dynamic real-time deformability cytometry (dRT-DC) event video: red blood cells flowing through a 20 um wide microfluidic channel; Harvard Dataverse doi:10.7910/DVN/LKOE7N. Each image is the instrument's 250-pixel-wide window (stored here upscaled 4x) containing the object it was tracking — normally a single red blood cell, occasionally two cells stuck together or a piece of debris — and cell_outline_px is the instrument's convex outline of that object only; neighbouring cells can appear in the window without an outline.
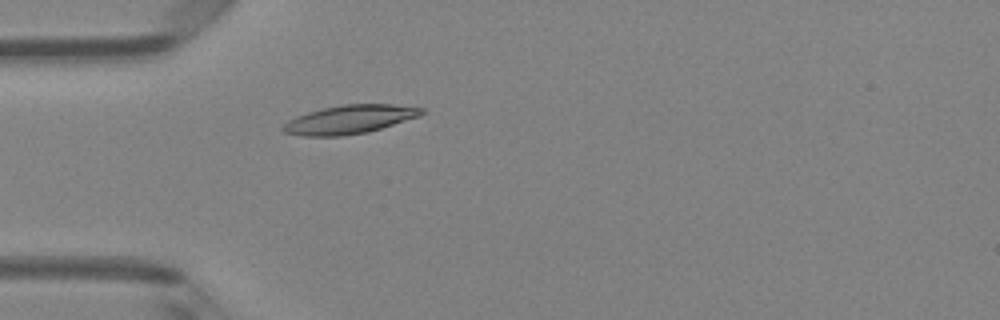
{"species": "Egyptian fruit bat (a non-hibernating species)", "species_latin": "Rousettus aegyptiacus", "temperature_condition": "room temperature", "stored_images_in_passage": 4, "camera_frame_rate_fps": 3000, "um_per_image_px": 0.085, "animal": {"sex": "female"}, "frame": {"image": 1, "passage_image": 4, "time_ms": 4.333, "image_size_px": [1000, 320], "cell_outline_px": [[424, 112], [420, 116], [368, 132], [344, 136], [304, 136], [284, 132], [280, 128], [288, 120], [296, 116], [308, 112], [324, 108], [344, 104], [392, 104], [424, 108]], "centroid_in_image_um": [29.71, 10.15], "position_along_channel_um": 55.3, "area_um2": 23.06}}